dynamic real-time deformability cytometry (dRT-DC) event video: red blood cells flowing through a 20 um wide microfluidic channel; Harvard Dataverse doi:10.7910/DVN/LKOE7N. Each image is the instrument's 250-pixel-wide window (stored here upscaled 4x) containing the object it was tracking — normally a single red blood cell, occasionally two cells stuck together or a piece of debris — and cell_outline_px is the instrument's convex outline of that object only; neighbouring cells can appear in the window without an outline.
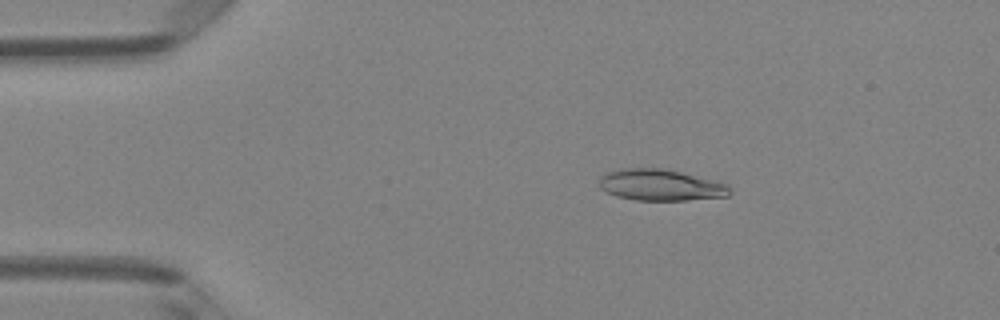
{"species": "Egyptian fruit bat (a non-hibernating species)", "species_latin": "Rousettus aegyptiacus", "temperature_condition": "room temperature", "stored_images_in_passage": 5, "camera_frame_rate_fps": 3000, "um_per_image_px": 0.085, "animal": {"sex": "female"}, "frame": {"image": 1, "passage_image": 2, "time_ms": 0.333, "image_size_px": [1000, 320], "cell_outline_px": [[732, 192], [728, 196], [688, 200], [636, 200], [616, 196], [600, 188], [600, 180], [608, 172], [620, 168], [664, 168], [728, 184], [732, 188]], "centroid_in_image_um": [56.19, 15.73], "position_along_channel_um": 28.8, "area_um2": 23.7}}
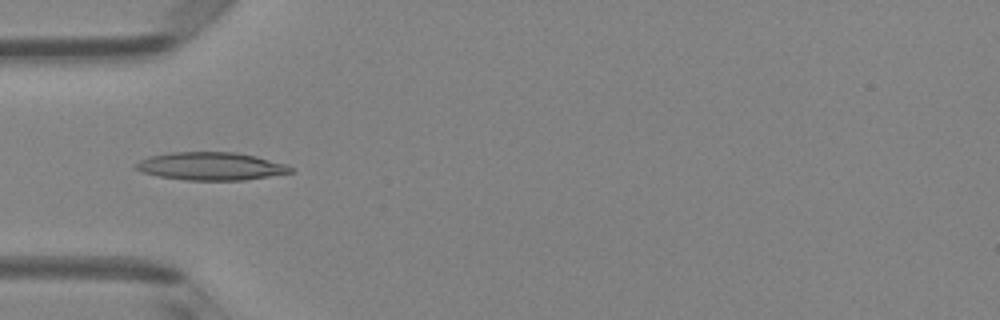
{"frame": {"image": 2, "passage_image": 4, "time_ms": 1.0, "image_size_px": [1000, 320], "cell_outline_px": [[292, 172], [244, 180], [184, 180], [160, 176], [140, 172], [132, 168], [132, 164], [148, 156], [172, 152], [236, 152], [256, 156], [284, 164], [292, 168]], "centroid_in_image_um": [17.83, 14.12], "position_along_channel_um": 67.2, "area_um2": 25.2}}
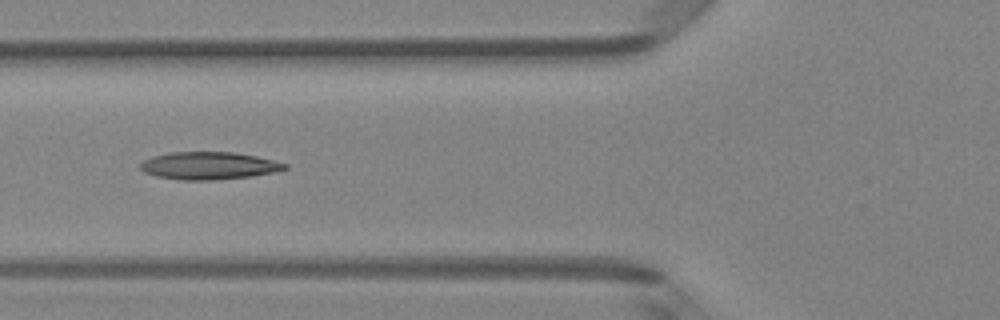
{"frame": {"image": 3, "passage_image": 5, "time_ms": 1.333, "image_size_px": [1000, 320], "cell_outline_px": [[288, 168], [276, 172], [248, 176], [212, 180], [180, 180], [156, 176], [144, 172], [140, 168], [140, 164], [144, 160], [152, 156], [168, 152], [232, 152], [256, 156], [288, 164]], "centroid_in_image_um": [17.73, 14.08], "position_along_channel_um": 108.1, "area_um2": 23.12}}